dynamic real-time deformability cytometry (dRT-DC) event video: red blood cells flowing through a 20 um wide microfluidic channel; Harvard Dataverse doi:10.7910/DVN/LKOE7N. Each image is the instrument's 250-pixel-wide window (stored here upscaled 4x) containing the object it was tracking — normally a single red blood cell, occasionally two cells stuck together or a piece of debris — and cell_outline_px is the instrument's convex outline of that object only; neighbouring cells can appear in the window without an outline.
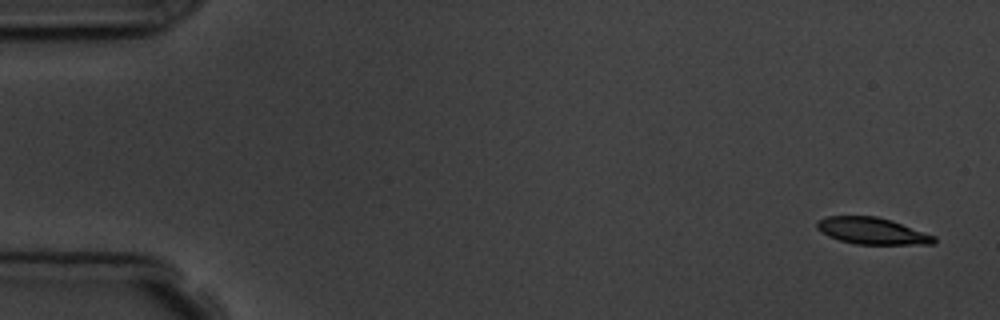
{"species": "common noctule bat (a hibernating species)", "species_latin": "Nyctalus noctula", "temperature_condition": "room temperature", "stored_images_in_passage": 5, "camera_frame_rate_fps": 3000, "um_per_image_px": 0.085, "animal": {"sex": "male", "body_mass_g": 19.5, "forearm_length_mm": 54.6}, "frame": {"image": 1, "passage_image": 1, "time_ms": 0.0, "image_size_px": [1000, 320], "cell_outline_px": [[936, 240], [932, 244], [856, 244], [840, 240], [828, 236], [816, 228], [816, 220], [824, 216], [876, 216], [892, 220], [936, 236]], "centroid_in_image_um": [74.1, 19.62], "position_along_channel_um": 10.9, "area_um2": 18.26}}
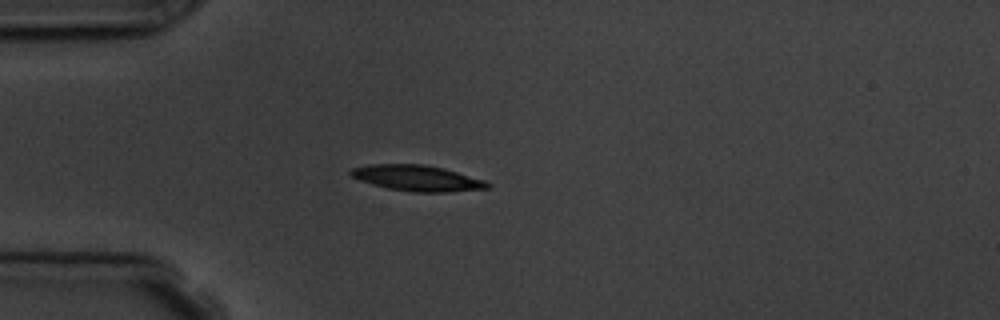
{"frame": {"image": 2, "passage_image": 4, "time_ms": 4.333, "image_size_px": [1000, 320], "cell_outline_px": [[492, 188], [452, 192], [412, 192], [388, 188], [372, 184], [360, 180], [352, 176], [348, 172], [352, 168], [368, 164], [424, 164], [444, 168], [484, 180], [492, 184]], "centroid_in_image_um": [35.5, 15.14], "position_along_channel_um": 49.5, "area_um2": 20.69}}